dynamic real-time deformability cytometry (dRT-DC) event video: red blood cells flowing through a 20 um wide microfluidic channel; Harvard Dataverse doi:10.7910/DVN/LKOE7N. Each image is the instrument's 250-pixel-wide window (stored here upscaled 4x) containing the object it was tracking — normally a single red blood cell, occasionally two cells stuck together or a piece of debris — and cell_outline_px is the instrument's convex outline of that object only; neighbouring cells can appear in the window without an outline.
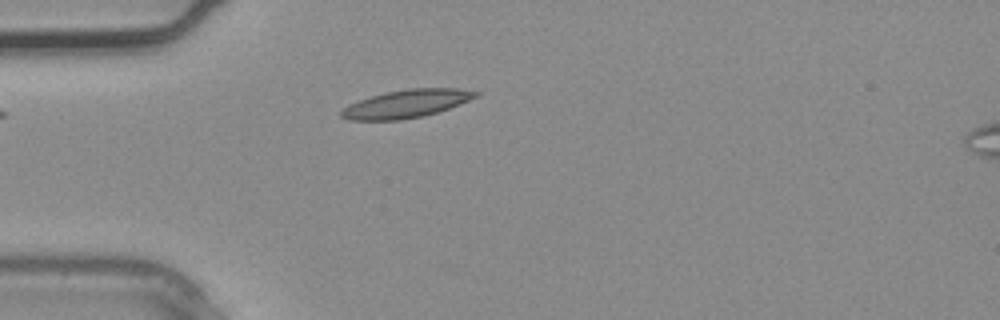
{"species": "common noctule bat (a hibernating species)", "species_latin": "Nyctalus noctula", "temperature_condition": "warm", "stored_images_in_passage": 2, "camera_frame_rate_fps": 3000, "um_per_image_px": 0.085, "animal": {"sex": "male", "body_mass_g": 20.4}, "frame": {"image": 1, "passage_image": 2, "time_ms": 0.333, "image_size_px": [1000, 320], "cell_outline_px": [[480, 96], [460, 104], [424, 116], [400, 120], [348, 120], [340, 116], [340, 112], [344, 108], [360, 100], [372, 96], [388, 92], [408, 88], [456, 88], [480, 92]], "centroid_in_image_um": [34.59, 8.82], "position_along_channel_um": 50.4, "area_um2": 21.73}}